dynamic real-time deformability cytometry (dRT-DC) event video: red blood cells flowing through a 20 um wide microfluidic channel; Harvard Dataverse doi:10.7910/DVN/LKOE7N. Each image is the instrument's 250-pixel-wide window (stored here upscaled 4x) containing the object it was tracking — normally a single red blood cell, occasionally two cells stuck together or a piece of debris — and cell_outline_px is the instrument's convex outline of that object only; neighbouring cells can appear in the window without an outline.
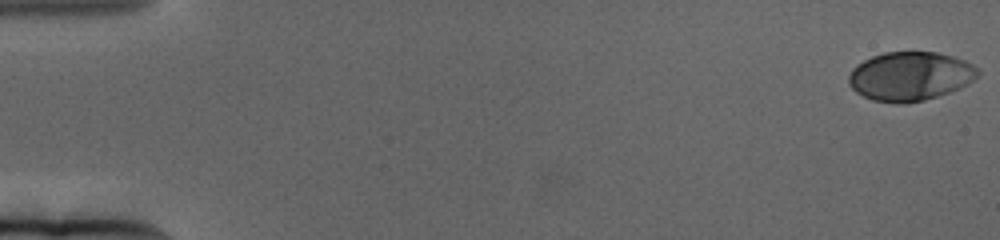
{"species": "human", "species_latin": "Homo sapiens", "temperature_condition": "cold", "stored_images_in_passage": 66, "camera_frame_rate_fps": 3000, "um_per_image_px": 0.085, "donor": {"sex": "female"}, "frame": {"image": 1, "passage_image": 1, "time_ms": 0.0, "image_size_px": [1000, 240], "cell_outline_px": [[980, 72], [968, 84], [948, 92], [924, 100], [904, 104], [896, 104], [872, 100], [856, 92], [848, 84], [848, 76], [852, 68], [856, 64], [872, 56], [884, 52], [936, 52], [952, 56], [964, 60], [980, 68]], "centroid_in_image_um": [77.33, 6.48], "position_along_channel_um": 7.7, "area_um2": 36.93}}
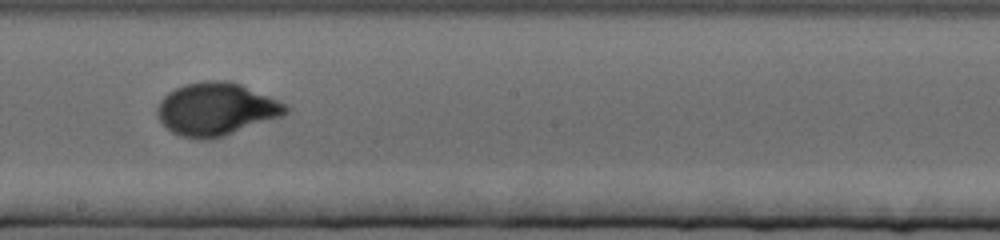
{"frame": {"image": 2, "passage_image": 38, "time_ms": 12.333, "image_size_px": [1000, 240], "cell_outline_px": [[292, 108], [288, 112], [280, 116], [224, 136], [208, 140], [200, 140], [180, 136], [172, 132], [160, 120], [156, 112], [156, 108], [160, 100], [168, 92], [184, 84], [204, 80], [228, 80], [240, 84], [276, 100]], "centroid_in_image_um": [18.33, 9.27], "position_along_channel_um": 229.9, "area_um2": 39.25}}
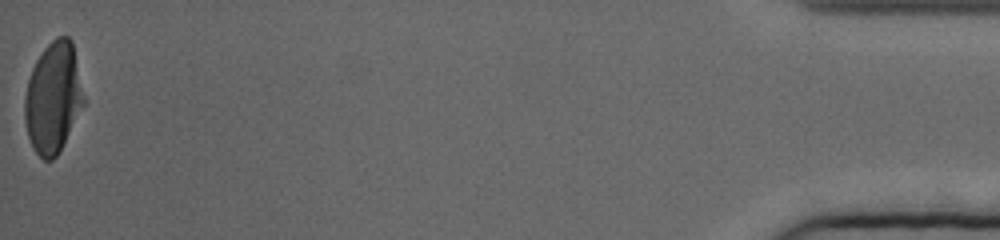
{"frame": {"image": 3, "passage_image": 66, "time_ms": 21.667, "image_size_px": [1000, 240], "cell_outline_px": [[84, 104], [56, 156], [52, 160], [44, 160], [32, 148], [28, 136], [24, 120], [24, 96], [28, 80], [32, 68], [36, 60], [44, 48], [56, 36], [68, 36], [72, 40], [84, 96]], "centroid_in_image_um": [4.49, 8.28], "position_along_channel_um": 430.7, "area_um2": 37.86}, "authors_computed_cell_mechanics": {"area_um2": 37.4255, "velocity_mm_per_s": 3.1128, "shape_relaxation_time_tau1_ms": 4.1807, "shape_relaxation_time_tau2_ms": null, "deformation_change_tau1": 0.1967, "deformation_change_tau2": null}}